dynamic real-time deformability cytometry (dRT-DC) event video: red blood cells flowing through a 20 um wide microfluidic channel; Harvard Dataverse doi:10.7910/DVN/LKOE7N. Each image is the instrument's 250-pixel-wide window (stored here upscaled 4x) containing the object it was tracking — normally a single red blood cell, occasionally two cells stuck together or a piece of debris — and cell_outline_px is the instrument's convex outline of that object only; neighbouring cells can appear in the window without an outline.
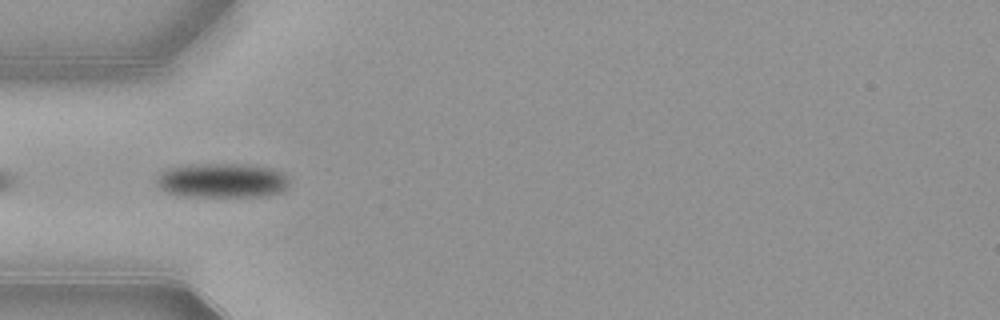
{"species": "common noctule bat (a hibernating species)", "species_latin": "Nyctalus noctula", "temperature_condition": "warm", "stored_images_in_passage": 9, "camera_frame_rate_fps": 3000, "um_per_image_px": 0.085, "animal": {"sex": "female", "body_mass_g": 21.9}, "frame": {"image": 1, "passage_image": 2, "time_ms": 0.333, "image_size_px": [1000, 320], "cell_outline_px": [[288, 184], [284, 192], [268, 196], [184, 196], [168, 192], [160, 188], [156, 184], [156, 180], [168, 168], [192, 164], [240, 164], [272, 168], [284, 172], [288, 176]], "centroid_in_image_um": [18.95, 15.34], "position_along_channel_um": 66.1, "area_um2": 26.7}}